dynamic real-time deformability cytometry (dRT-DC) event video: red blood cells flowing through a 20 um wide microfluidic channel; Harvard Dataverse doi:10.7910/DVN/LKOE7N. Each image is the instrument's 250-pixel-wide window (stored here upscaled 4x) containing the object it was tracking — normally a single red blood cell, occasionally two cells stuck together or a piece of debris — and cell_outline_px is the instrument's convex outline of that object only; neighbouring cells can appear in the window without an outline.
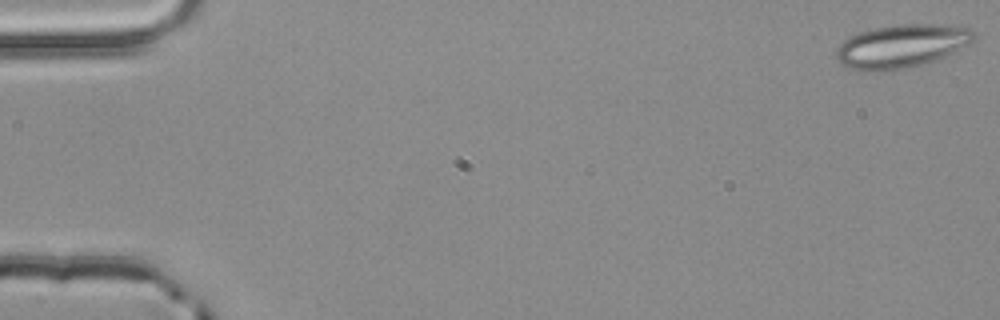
{"species": "common noctule bat (a hibernating species)", "species_latin": "Nyctalus noctula", "temperature_condition": "room temperature", "stored_images_in_passage": 4, "camera_frame_rate_fps": 3000, "um_per_image_px": 0.085, "animal": {"sex": "male", "body_mass_g": 20.4}, "frame": {"image": 1, "passage_image": 1, "time_ms": 0.0, "image_size_px": [1000, 320], "cell_outline_px": [[976, 36], [968, 44], [944, 56], [912, 68], [888, 72], [864, 72], [840, 64], [836, 56], [836, 48], [844, 40], [860, 32], [892, 24], [952, 24], [972, 28], [976, 32]], "centroid_in_image_um": [76.64, 3.93], "position_along_channel_um": 8.4, "area_um2": 35.26}}